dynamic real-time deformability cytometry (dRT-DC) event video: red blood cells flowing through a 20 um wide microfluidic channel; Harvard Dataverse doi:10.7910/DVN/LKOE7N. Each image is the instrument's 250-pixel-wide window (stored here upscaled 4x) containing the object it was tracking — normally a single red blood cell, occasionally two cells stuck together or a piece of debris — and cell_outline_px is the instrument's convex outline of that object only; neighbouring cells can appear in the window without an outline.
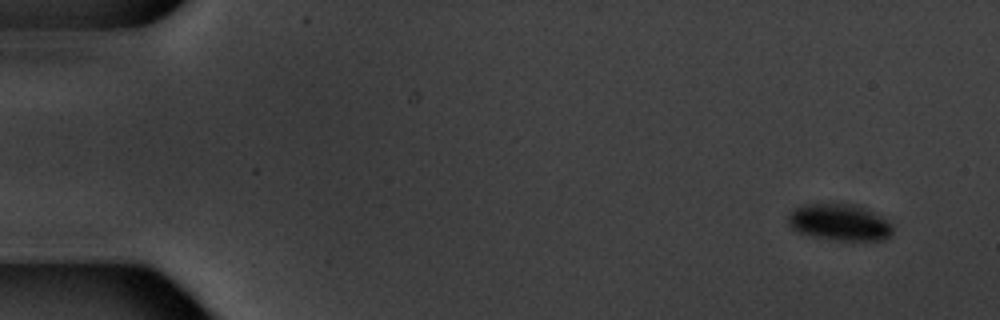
{"species": "common noctule bat (a hibernating species)", "species_latin": "Nyctalus noctula", "temperature_condition": "warm", "stored_images_in_passage": 5, "camera_frame_rate_fps": 3000, "um_per_image_px": 0.085, "animal": {"sex": "male", "body_mass_g": 20.1, "forearm_length_mm": 53.5}, "frame": {"image": 1, "passage_image": 1, "time_ms": 0.0, "image_size_px": [1000, 320], "cell_outline_px": [[892, 236], [888, 240], [840, 240], [812, 236], [796, 232], [788, 224], [788, 216], [796, 208], [804, 204], [856, 204], [880, 216], [892, 224]], "centroid_in_image_um": [71.37, 18.91], "position_along_channel_um": 13.6, "area_um2": 22.2}}
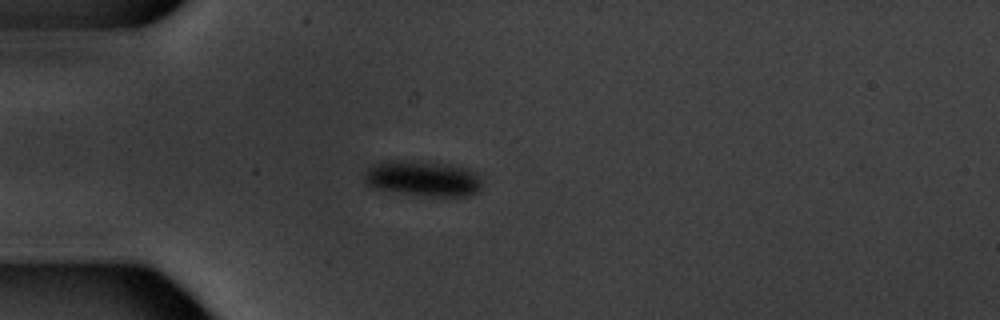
{"frame": {"image": 2, "passage_image": 4, "time_ms": 4.333, "image_size_px": [1000, 320], "cell_outline_px": [[480, 188], [476, 192], [464, 196], [432, 196], [404, 192], [380, 188], [364, 184], [364, 172], [372, 164], [380, 160], [420, 160], [452, 164], [468, 168], [476, 172], [480, 180]], "centroid_in_image_um": [35.93, 15.11], "position_along_channel_um": 49.1, "area_um2": 24.45}}